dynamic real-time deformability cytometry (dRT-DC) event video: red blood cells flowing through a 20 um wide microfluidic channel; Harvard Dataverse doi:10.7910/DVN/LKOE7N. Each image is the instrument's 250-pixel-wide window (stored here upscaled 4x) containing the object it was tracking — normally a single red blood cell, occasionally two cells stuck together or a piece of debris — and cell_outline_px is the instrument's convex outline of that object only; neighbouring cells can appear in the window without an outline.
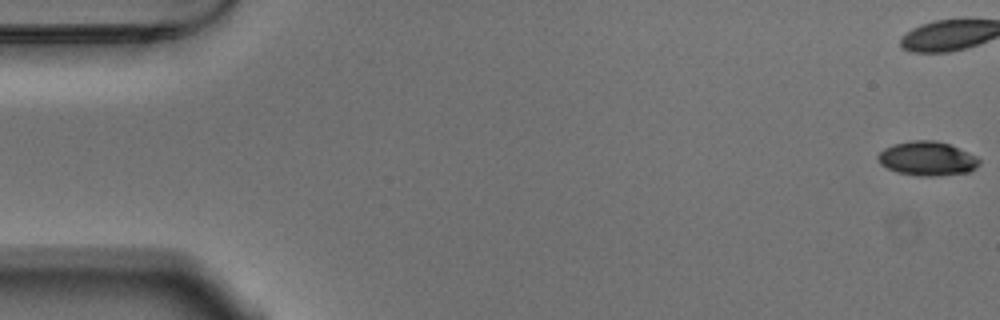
{"species": "Egyptian fruit bat (a non-hibernating species)", "species_latin": "Rousettus aegyptiacus", "temperature_condition": "warm", "stored_images_in_passage": 56, "camera_frame_rate_fps": 3000, "um_per_image_px": 0.085, "animal": {"sex": "male"}, "frame": {"image": 1, "passage_image": 1, "time_ms": 0.0, "image_size_px": [1000, 320], "cell_outline_px": [[980, 164], [976, 168], [968, 172], [936, 176], [920, 176], [896, 172], [880, 164], [876, 156], [884, 148], [892, 144], [912, 140], [936, 140], [948, 144], [968, 152], [976, 156], [980, 160]], "centroid_in_image_um": [78.8, 13.48], "position_along_channel_um": 6.2, "area_um2": 20.23}}
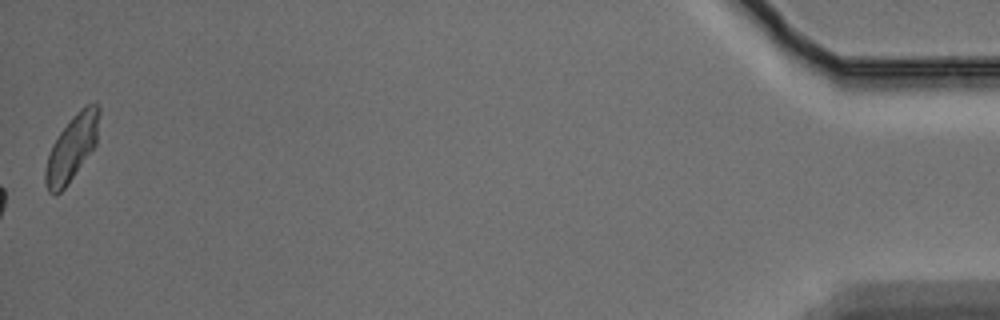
{"frame": {"image": 2, "passage_image": 56, "time_ms": 18.333, "image_size_px": [1000, 320], "cell_outline_px": [[100, 112], [96, 144], [68, 184], [56, 196], [48, 192], [44, 180], [44, 168], [52, 144], [60, 132], [72, 116], [84, 104], [100, 104]], "centroid_in_image_um": [6.09, 12.57], "position_along_channel_um": 429.1, "area_um2": 20.63}, "authors_computed_cell_mechanics": {"area_um2": 21.3571, "velocity_mm_per_s": 3.7227, "shape_relaxation_time_tau1_ms": 3.7941, "shape_relaxation_time_tau2_ms": 2.7957, "deformation_change_tau1": 0.157, "deformation_change_tau2": 0.0825}}